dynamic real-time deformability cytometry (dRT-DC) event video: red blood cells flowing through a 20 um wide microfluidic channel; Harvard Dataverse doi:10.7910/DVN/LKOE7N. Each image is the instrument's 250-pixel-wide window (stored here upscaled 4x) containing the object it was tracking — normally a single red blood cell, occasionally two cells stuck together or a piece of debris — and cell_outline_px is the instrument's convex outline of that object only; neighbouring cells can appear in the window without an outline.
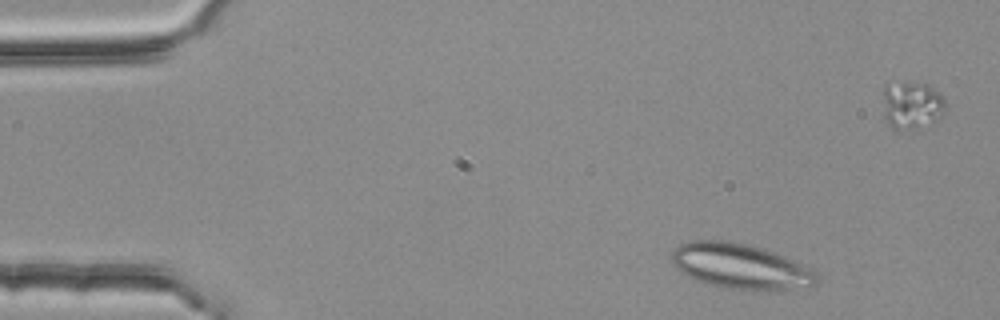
{"species": "common noctule bat (a hibernating species)", "species_latin": "Nyctalus noctula", "temperature_condition": "room temperature", "stored_images_in_passage": 4, "camera_frame_rate_fps": 3000, "um_per_image_px": 0.085, "animal": {"sex": "female", "body_mass_g": 25.1}, "frame": {"image": 1, "passage_image": 1, "time_ms": 0.0, "image_size_px": [1000, 320], "cell_outline_px": [[816, 284], [788, 288], [728, 288], [704, 284], [680, 272], [672, 264], [668, 256], [680, 244], [692, 240], [724, 240], [748, 244], [764, 248], [784, 256], [812, 268], [816, 272]], "centroid_in_image_um": [62.84, 22.59], "position_along_channel_um": 22.2, "area_um2": 37.74}}